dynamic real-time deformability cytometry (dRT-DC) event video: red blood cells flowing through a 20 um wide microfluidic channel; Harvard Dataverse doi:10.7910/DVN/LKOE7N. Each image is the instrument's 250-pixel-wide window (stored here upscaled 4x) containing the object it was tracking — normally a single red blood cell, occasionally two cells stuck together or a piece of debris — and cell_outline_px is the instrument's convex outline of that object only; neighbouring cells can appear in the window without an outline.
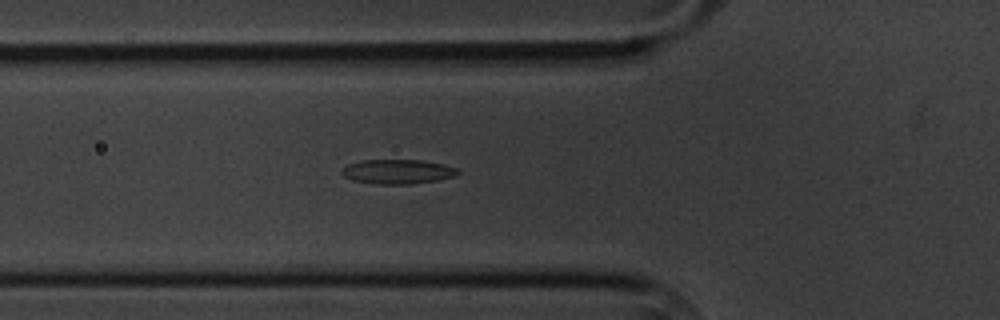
{"species": "common noctule bat (a hibernating species)", "species_latin": "Nyctalus noctula", "temperature_condition": "cold", "stored_images_in_passage": 46, "segment_of_instrument_passage": [1, 2], "camera_frame_rate_fps": 3000, "um_per_image_px": 0.085, "animal": {"sex": "male", "body_mass_g": 20.1, "forearm_length_mm": 53.5}, "frame": {"image": 1, "passage_image": 10, "time_ms": 3.0, "image_size_px": [1000, 320], "cell_outline_px": [[460, 172], [456, 176], [440, 180], [408, 184], [376, 184], [352, 180], [344, 176], [340, 172], [348, 164], [360, 160], [424, 160], [444, 164], [456, 168]], "centroid_in_image_um": [33.82, 14.59], "position_along_channel_um": 92.0, "area_um2": 16.65}}
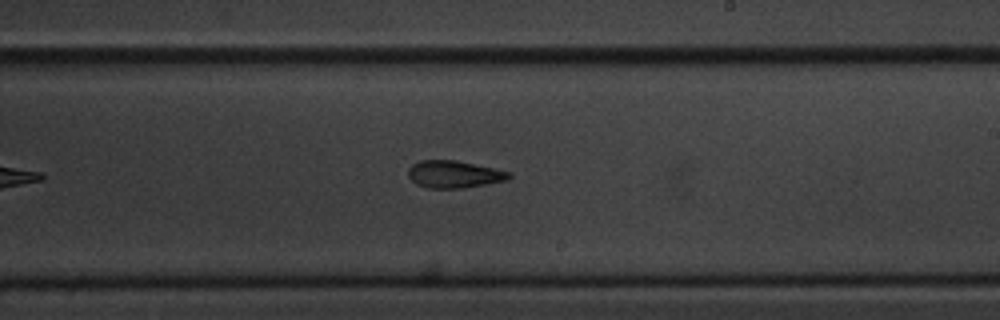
{"frame": {"image": 2, "passage_image": 24, "time_ms": 7.667, "image_size_px": [1000, 320], "cell_outline_px": [[512, 176], [508, 180], [460, 188], [428, 188], [416, 184], [408, 176], [408, 168], [412, 164], [420, 160], [456, 160], [512, 172]], "centroid_in_image_um": [38.59, 14.8], "position_along_channel_um": 250.4, "area_um2": 16.01}}
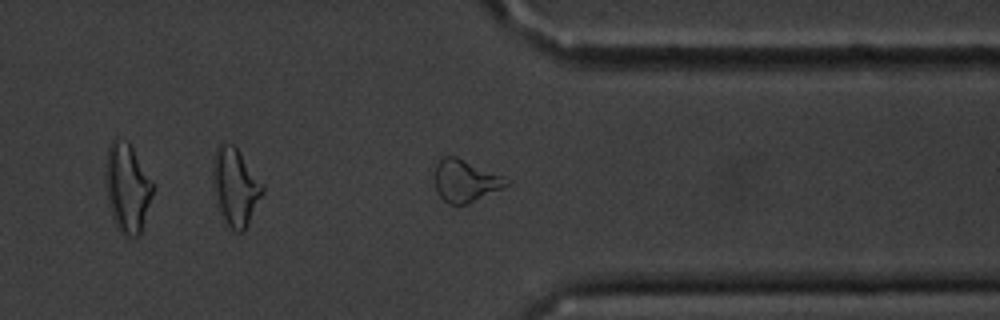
{"frame": {"image": 3, "passage_image": 35, "time_ms": 11.333, "image_size_px": [1000, 320], "cell_outline_px": [[512, 180], [508, 184], [468, 204], [448, 204], [436, 192], [436, 164], [444, 156], [456, 156]], "centroid_in_image_um": [39.55, 15.37], "position_along_channel_um": 371.9, "area_um2": 17.22}}